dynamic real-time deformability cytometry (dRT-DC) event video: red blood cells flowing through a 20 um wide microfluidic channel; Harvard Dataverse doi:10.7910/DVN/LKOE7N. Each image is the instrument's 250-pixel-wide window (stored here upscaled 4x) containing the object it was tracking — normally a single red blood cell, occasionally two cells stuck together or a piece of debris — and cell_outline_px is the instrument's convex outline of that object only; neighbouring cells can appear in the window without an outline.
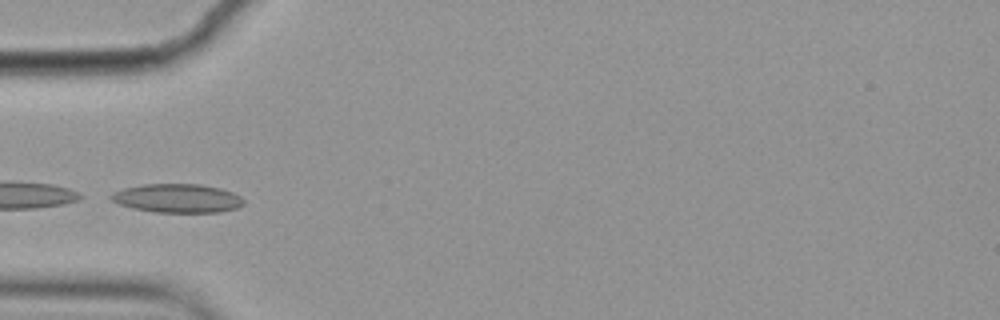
{"species": "common noctule bat (a hibernating species)", "species_latin": "Nyctalus noctula", "temperature_condition": "cold", "stored_images_in_passage": 4, "camera_frame_rate_fps": 3000, "um_per_image_px": 0.085, "animal": {"sex": "female", "body_mass_g": 19.9}, "frame": {"image": 1, "passage_image": 4, "time_ms": 1.0, "image_size_px": [1000, 320], "cell_outline_px": [[244, 204], [236, 208], [220, 212], [156, 212], [132, 208], [108, 200], [108, 196], [112, 192], [124, 188], [144, 184], [200, 184], [220, 188], [232, 192], [240, 196], [244, 200]], "centroid_in_image_um": [15.04, 16.85], "position_along_channel_um": 70.0, "area_um2": 22.31}}